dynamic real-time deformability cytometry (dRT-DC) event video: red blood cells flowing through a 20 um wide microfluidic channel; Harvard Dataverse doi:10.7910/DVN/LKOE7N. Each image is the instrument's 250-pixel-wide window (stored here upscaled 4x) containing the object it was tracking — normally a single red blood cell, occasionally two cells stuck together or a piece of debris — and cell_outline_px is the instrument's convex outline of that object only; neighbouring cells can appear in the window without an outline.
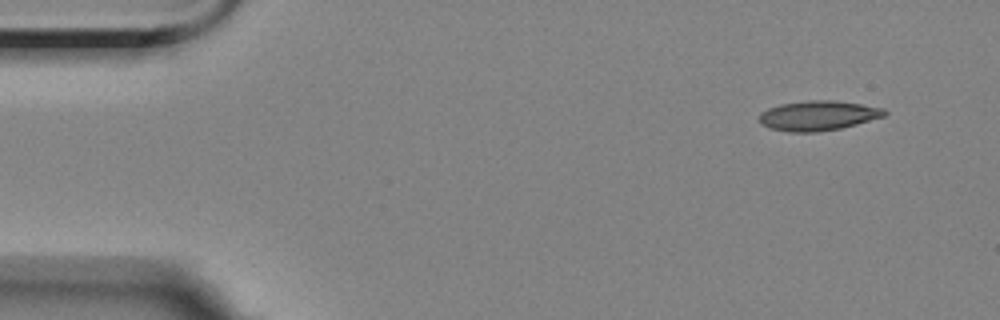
{"species": "Egyptian fruit bat (a non-hibernating species)", "species_latin": "Rousettus aegyptiacus", "temperature_condition": "room temperature", "stored_images_in_passage": 5, "camera_frame_rate_fps": 3000, "um_per_image_px": 0.085, "animal": {"sex": "female"}, "frame": {"image": 1, "passage_image": 1, "time_ms": 0.0, "image_size_px": [1000, 320], "cell_outline_px": [[888, 112], [884, 116], [856, 124], [840, 128], [816, 132], [788, 132], [772, 128], [760, 124], [760, 112], [768, 108], [780, 104], [808, 100], [836, 100], [884, 108]], "centroid_in_image_um": [69.53, 9.82], "position_along_channel_um": 15.5, "area_um2": 21.68}}
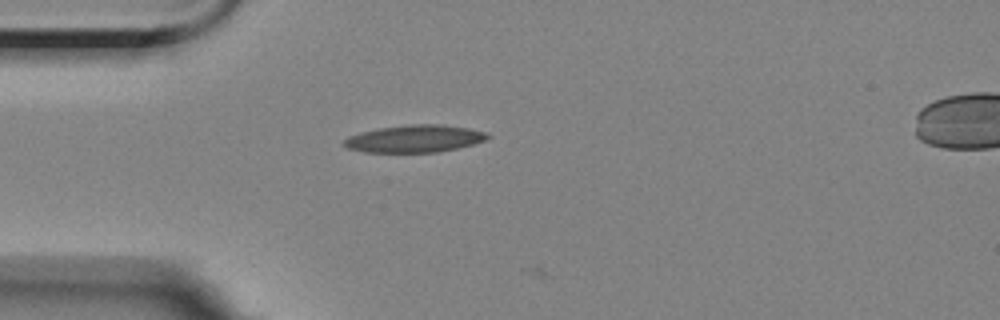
{"frame": {"image": 2, "passage_image": 4, "time_ms": 3.333, "image_size_px": [1000, 320], "cell_outline_px": [[492, 136], [484, 140], [472, 144], [456, 148], [436, 152], [364, 152], [348, 148], [340, 144], [348, 136], [360, 132], [376, 128], [408, 124], [444, 124], [468, 128], [488, 132]], "centroid_in_image_um": [35.21, 11.77], "position_along_channel_um": 49.8, "area_um2": 23.06}}